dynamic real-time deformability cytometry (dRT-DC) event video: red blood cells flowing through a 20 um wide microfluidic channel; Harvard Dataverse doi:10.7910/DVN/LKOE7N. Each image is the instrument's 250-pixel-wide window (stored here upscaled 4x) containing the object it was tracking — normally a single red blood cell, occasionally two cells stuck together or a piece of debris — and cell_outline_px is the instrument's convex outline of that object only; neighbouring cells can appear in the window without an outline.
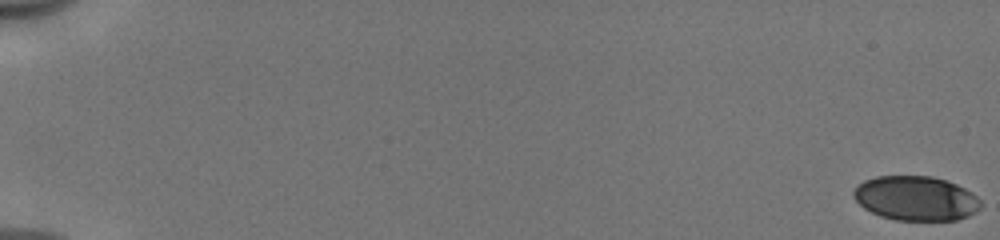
{"species": "human", "species_latin": "Homo sapiens", "temperature_condition": "cold", "stored_images_in_passage": 54, "camera_frame_rate_fps": 3000, "um_per_image_px": 0.085, "donor": {"sex": "male"}, "frame": {"image": 1, "passage_image": 1, "time_ms": 0.0, "image_size_px": [1000, 240], "cell_outline_px": [[980, 208], [976, 212], [968, 216], [956, 220], [896, 220], [880, 216], [864, 208], [852, 196], [852, 192], [864, 180], [876, 176], [932, 176], [956, 184], [972, 192], [980, 200]], "centroid_in_image_um": [77.85, 16.86], "position_along_channel_um": 7.2, "area_um2": 32.89}}
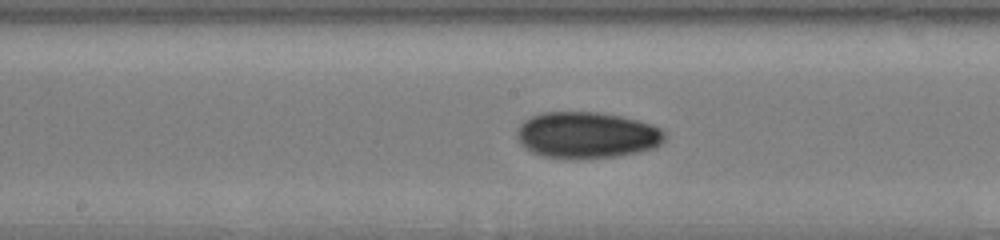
{"frame": {"image": 2, "passage_image": 31, "time_ms": 10.0, "image_size_px": [1000, 240], "cell_outline_px": [[668, 136], [656, 148], [616, 156], [580, 160], [572, 160], [540, 156], [524, 148], [520, 144], [516, 136], [516, 132], [520, 124], [524, 120], [540, 112], [596, 112], [620, 116], [640, 120], [652, 124], [668, 132]], "centroid_in_image_um": [49.88, 11.5], "position_along_channel_um": 198.3, "area_um2": 40.81}}
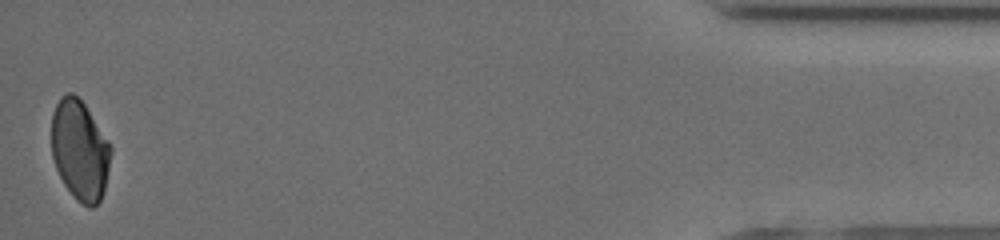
{"frame": {"image": 3, "passage_image": 54, "time_ms": 17.667, "image_size_px": [1000, 240], "cell_outline_px": [[112, 152], [104, 188], [100, 200], [92, 208], [88, 208], [76, 200], [64, 184], [56, 168], [52, 156], [52, 112], [60, 96], [68, 92], [72, 92], [84, 104], [112, 144]], "centroid_in_image_um": [6.79, 12.75], "position_along_channel_um": 428.4, "area_um2": 34.74}, "authors_computed_cell_mechanics": {"area_um2": 36.4429, "velocity_mm_per_s": 3.9821, "shape_relaxation_time_tau1_ms": 6.9819, "shape_relaxation_time_tau2_ms": 6.4205, "deformation_change_tau1": 0.1452, "deformation_change_tau2": 0.0841}}